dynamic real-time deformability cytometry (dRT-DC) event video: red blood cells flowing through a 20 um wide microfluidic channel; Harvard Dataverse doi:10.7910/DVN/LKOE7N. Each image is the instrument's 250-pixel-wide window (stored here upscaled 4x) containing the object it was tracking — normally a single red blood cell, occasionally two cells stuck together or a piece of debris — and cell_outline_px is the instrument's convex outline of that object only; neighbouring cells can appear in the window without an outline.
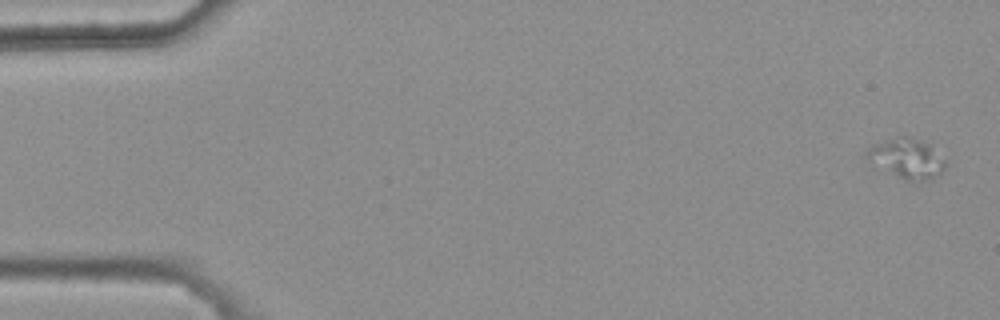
{"species": "common noctule bat (a hibernating species)", "species_latin": "Nyctalus noctula", "temperature_condition": "warm", "stored_images_in_passage": 4, "camera_frame_rate_fps": 3000, "um_per_image_px": 0.085, "animal": {"sex": "female", "body_mass_g": 25.1}, "frame": {"image": 1, "passage_image": 4, "time_ms": 1.0, "image_size_px": [1000, 320], "cell_outline_px": [[944, 168], [940, 172], [928, 180], [908, 180], [892, 172], [864, 156], [864, 152], [868, 148], [876, 144], [900, 136], [908, 136], [928, 144], [944, 160]], "centroid_in_image_um": [77.08, 13.44], "position_along_channel_um": 7.9, "area_um2": 16.99}}